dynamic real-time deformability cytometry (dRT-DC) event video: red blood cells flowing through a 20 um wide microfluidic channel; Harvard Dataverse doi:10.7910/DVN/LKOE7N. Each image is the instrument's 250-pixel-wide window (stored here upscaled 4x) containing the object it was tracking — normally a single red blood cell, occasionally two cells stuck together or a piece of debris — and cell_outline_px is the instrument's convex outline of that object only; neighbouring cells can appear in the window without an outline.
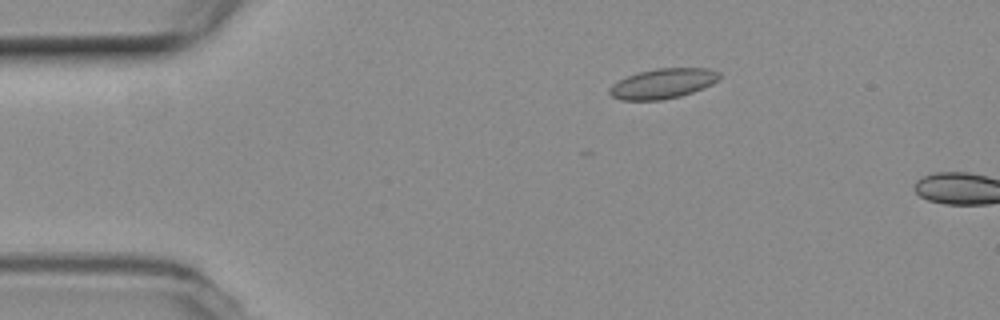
{"species": "common noctule bat (a hibernating species)", "species_latin": "Nyctalus noctula", "temperature_condition": "room temperature", "stored_images_in_passage": 3, "camera_frame_rate_fps": 3000, "um_per_image_px": 0.085, "animal": {"sex": "female", "body_mass_g": 19.3, "forearm_length_mm": 54.1}, "frame": {"image": 1, "passage_image": 1, "time_ms": 0.0, "image_size_px": [1000, 320], "cell_outline_px": [[720, 80], [712, 84], [692, 92], [680, 96], [660, 100], [620, 100], [612, 96], [608, 92], [608, 88], [612, 84], [628, 76], [640, 72], [656, 68], [708, 68], [720, 72]], "centroid_in_image_um": [56.35, 7.1], "position_along_channel_um": 28.6, "area_um2": 19.19}}